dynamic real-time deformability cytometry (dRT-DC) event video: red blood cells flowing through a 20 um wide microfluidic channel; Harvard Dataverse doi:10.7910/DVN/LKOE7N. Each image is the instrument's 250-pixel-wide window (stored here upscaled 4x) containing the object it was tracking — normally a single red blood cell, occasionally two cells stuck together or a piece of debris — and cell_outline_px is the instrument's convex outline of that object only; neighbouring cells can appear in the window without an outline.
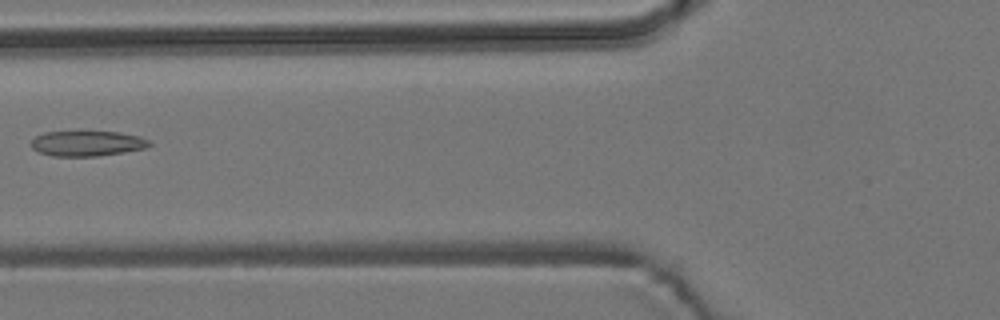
{"species": "common noctule bat (a hibernating species)", "species_latin": "Nyctalus noctula", "temperature_condition": "room temperature", "stored_images_in_passage": 6, "camera_frame_rate_fps": 3000, "um_per_image_px": 0.085, "animal": {"sex": "male", "body_mass_g": 19.2, "forearm_length_mm": 51.8}, "frame": {"image": 1, "passage_image": 5, "time_ms": 5.667, "image_size_px": [1000, 320], "cell_outline_px": [[152, 144], [144, 148], [124, 152], [96, 156], [52, 156], [40, 152], [32, 148], [32, 140], [36, 136], [44, 132], [120, 132], [140, 136], [148, 140]], "centroid_in_image_um": [7.42, 12.19], "position_along_channel_um": 118.4, "area_um2": 17.22}}
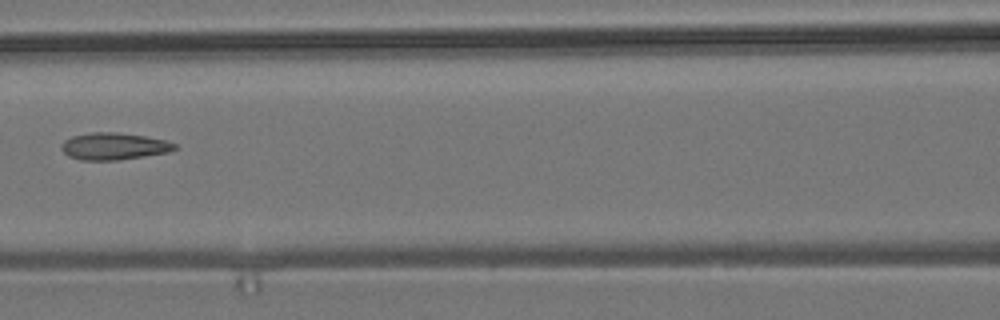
{"frame": {"image": 2, "passage_image": 6, "time_ms": 6.667, "image_size_px": [1000, 320], "cell_outline_px": [[180, 148], [168, 152], [120, 160], [80, 160], [68, 156], [60, 148], [60, 144], [64, 140], [72, 136], [92, 132], [116, 132], [144, 136], [168, 140], [176, 144]], "centroid_in_image_um": [9.69, 12.43], "position_along_channel_um": 156.9, "area_um2": 18.03}}